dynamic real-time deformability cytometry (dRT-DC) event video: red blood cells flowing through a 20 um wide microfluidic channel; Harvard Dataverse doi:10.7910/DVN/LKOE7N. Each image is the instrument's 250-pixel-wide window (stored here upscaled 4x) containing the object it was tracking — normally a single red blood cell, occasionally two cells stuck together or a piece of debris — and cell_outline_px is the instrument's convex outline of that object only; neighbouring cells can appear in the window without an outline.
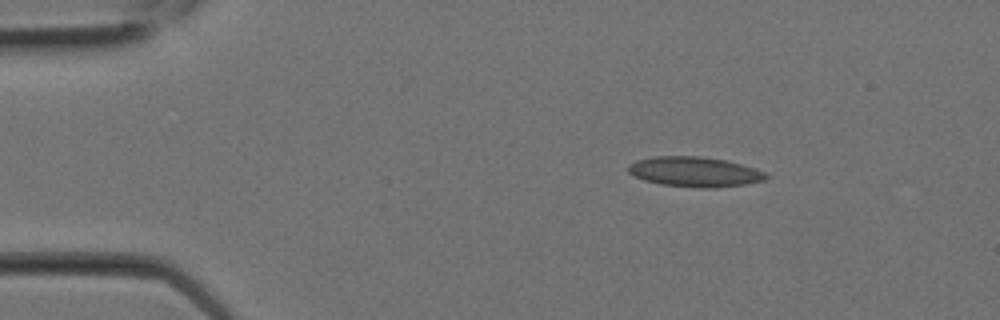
{"species": "Egyptian fruit bat (a non-hibernating species)", "species_latin": "Rousettus aegyptiacus", "temperature_condition": "room temperature", "stored_images_in_passage": 1, "camera_frame_rate_fps": 3000, "um_per_image_px": 0.085, "animal": {"sex": "female"}, "frame": {"image": 1, "passage_image": 1, "time_ms": 0.0, "image_size_px": [1000, 320], "cell_outline_px": [[768, 176], [764, 180], [744, 184], [716, 188], [700, 188], [660, 184], [644, 180], [628, 172], [628, 164], [636, 160], [656, 156], [700, 156], [724, 160], [756, 168], [764, 172]], "centroid_in_image_um": [59.03, 14.6], "position_along_channel_um": 26.0, "area_um2": 23.99}}